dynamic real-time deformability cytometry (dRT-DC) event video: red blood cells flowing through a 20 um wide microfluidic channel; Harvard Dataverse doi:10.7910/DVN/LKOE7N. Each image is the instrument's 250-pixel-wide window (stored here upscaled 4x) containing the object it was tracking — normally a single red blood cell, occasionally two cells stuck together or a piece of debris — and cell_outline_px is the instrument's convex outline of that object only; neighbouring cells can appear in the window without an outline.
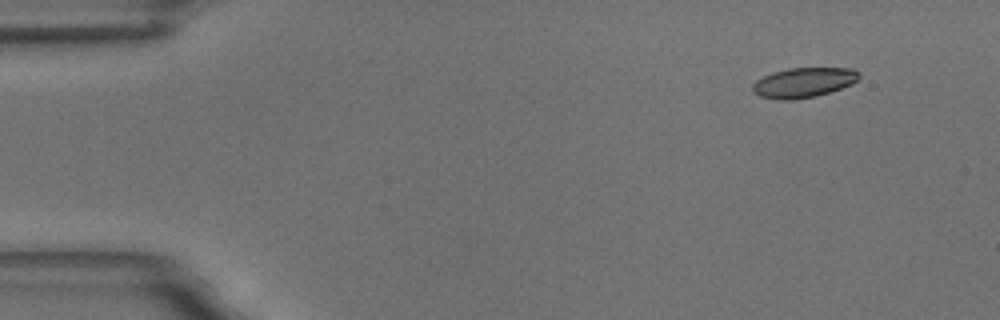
{"species": "common noctule bat (a hibernating species)", "species_latin": "Nyctalus noctula", "temperature_condition": "room temperature", "stored_images_in_passage": 53, "camera_frame_rate_fps": 3000, "um_per_image_px": 0.085, "animal": {"sex": "male", "body_mass_g": 18.8}, "frame": {"image": 1, "passage_image": 1, "time_ms": 0.0, "image_size_px": [1000, 320], "cell_outline_px": [[860, 76], [852, 84], [828, 92], [812, 96], [792, 100], [780, 100], [760, 96], [752, 92], [752, 84], [756, 80], [772, 72], [788, 68], [852, 68], [860, 72]], "centroid_in_image_um": [68.27, 7.0], "position_along_channel_um": 16.7, "area_um2": 18.44}}
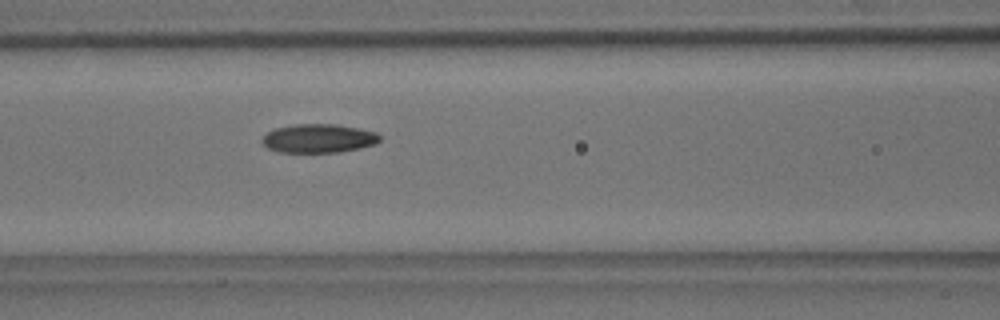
{"frame": {"image": 2, "passage_image": 20, "time_ms": 6.333, "image_size_px": [1000, 320], "cell_outline_px": [[380, 140], [376, 144], [360, 148], [340, 152], [280, 152], [268, 148], [260, 140], [268, 132], [276, 128], [296, 124], [336, 124], [376, 132], [380, 136]], "centroid_in_image_um": [27.09, 11.76], "position_along_channel_um": 139.5, "area_um2": 19.59}}
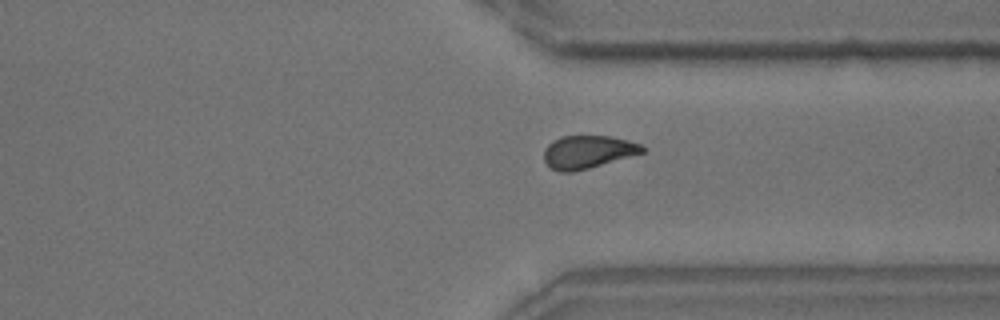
{"frame": {"image": 3, "passage_image": 39, "time_ms": 12.667, "image_size_px": [1000, 320], "cell_outline_px": [[648, 148], [644, 152], [588, 168], [572, 172], [560, 172], [552, 168], [544, 160], [544, 148], [552, 140], [560, 136], [608, 136], [628, 140], [640, 144]], "centroid_in_image_um": [49.95, 12.9], "position_along_channel_um": 361.4, "area_um2": 18.79}, "authors_computed_cell_mechanics": {"area_um2": 19.1318, "velocity_mm_per_s": 3.5034, "shape_relaxation_time_tau1_ms": 5.5417, "shape_relaxation_time_tau2_ms": 3.5436, "deformation_change_tau1": 0.1366, "deformation_change_tau2": 0.0906}}